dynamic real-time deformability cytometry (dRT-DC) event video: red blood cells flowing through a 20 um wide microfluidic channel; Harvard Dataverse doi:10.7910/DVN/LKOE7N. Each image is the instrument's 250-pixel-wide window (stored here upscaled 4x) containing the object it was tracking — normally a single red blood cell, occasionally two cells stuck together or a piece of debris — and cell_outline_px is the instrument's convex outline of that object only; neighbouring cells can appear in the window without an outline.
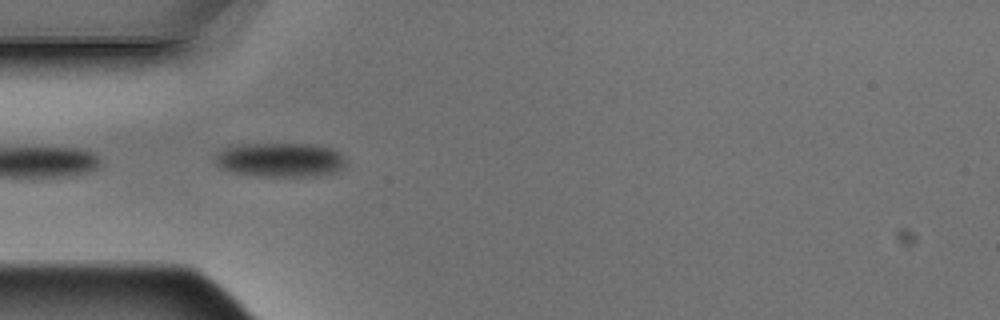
{"species": "Egyptian fruit bat (a non-hibernating species)", "species_latin": "Rousettus aegyptiacus", "temperature_condition": "warm", "stored_images_in_passage": 9, "camera_frame_rate_fps": 3000, "um_per_image_px": 0.085, "animal": {"sex": "male"}, "frame": {"image": 1, "passage_image": 3, "time_ms": 0.667, "image_size_px": [1000, 320], "cell_outline_px": [[348, 164], [344, 168], [336, 172], [312, 176], [264, 176], [236, 172], [220, 168], [216, 164], [216, 152], [224, 148], [244, 144], [316, 144], [332, 148], [340, 152], [344, 156]], "centroid_in_image_um": [23.9, 13.58], "position_along_channel_um": 61.1, "area_um2": 26.18}}
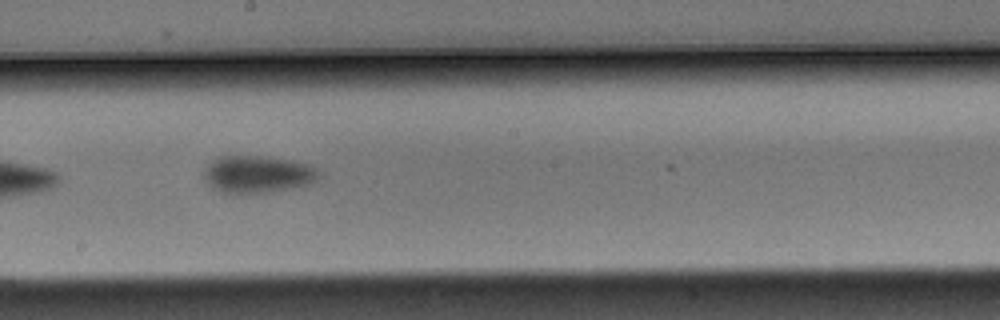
{"frame": {"image": 2, "passage_image": 7, "time_ms": 2.0, "image_size_px": [1000, 320], "cell_outline_px": [[320, 176], [316, 180], [308, 184], [292, 188], [268, 192], [224, 192], [212, 188], [204, 180], [204, 168], [212, 160], [220, 156], [260, 156], [292, 160], [308, 164], [316, 168], [320, 172]], "centroid_in_image_um": [21.89, 14.79], "position_along_channel_um": 226.3, "area_um2": 24.8}}
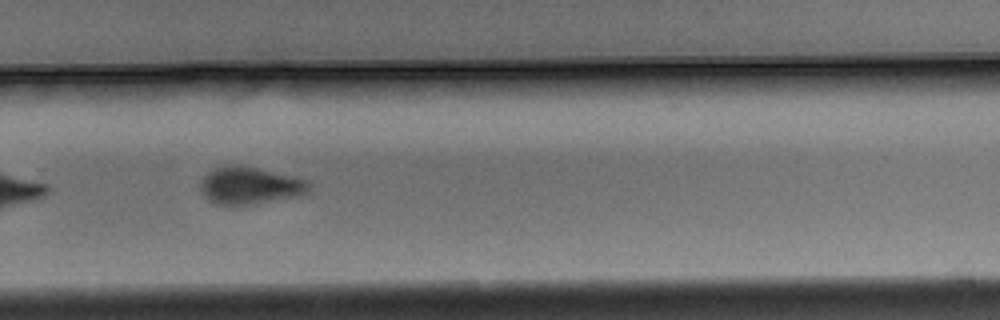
{"frame": {"image": 3, "passage_image": 9, "time_ms": 2.667, "image_size_px": [1000, 320], "cell_outline_px": [[312, 184], [308, 192], [300, 196], [236, 208], [216, 204], [208, 200], [204, 196], [200, 188], [200, 184], [204, 176], [208, 172], [216, 168], [256, 168], [308, 180]], "centroid_in_image_um": [21.27, 15.87], "position_along_channel_um": 308.5, "area_um2": 23.52}}